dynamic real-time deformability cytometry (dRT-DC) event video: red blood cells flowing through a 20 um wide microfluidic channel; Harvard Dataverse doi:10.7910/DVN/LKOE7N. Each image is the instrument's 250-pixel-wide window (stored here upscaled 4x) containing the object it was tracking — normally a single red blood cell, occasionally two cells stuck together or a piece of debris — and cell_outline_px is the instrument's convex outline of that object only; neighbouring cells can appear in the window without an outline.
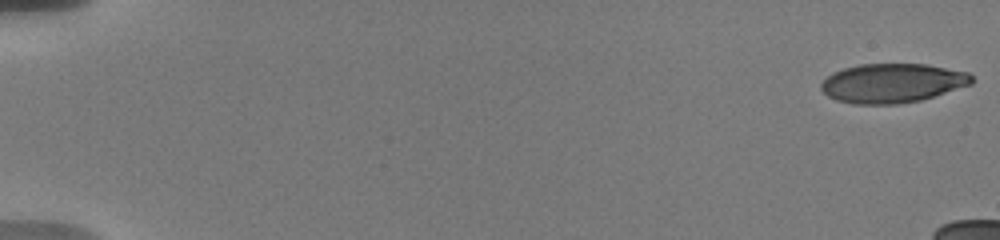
{"species": "human", "species_latin": "Homo sapiens", "temperature_condition": "warm", "stored_images_in_passage": 16, "camera_frame_rate_fps": 3000, "um_per_image_px": 0.085, "donor": {"sex": "male"}, "frame": {"image": 1, "passage_image": 1, "time_ms": 0.0, "image_size_px": [1000, 240], "cell_outline_px": [[972, 84], [920, 100], [896, 104], [856, 104], [836, 100], [828, 96], [820, 88], [820, 84], [832, 72], [844, 68], [860, 64], [928, 64], [968, 72], [972, 76]], "centroid_in_image_um": [75.84, 7.06], "position_along_channel_um": 9.2, "area_um2": 34.33}}